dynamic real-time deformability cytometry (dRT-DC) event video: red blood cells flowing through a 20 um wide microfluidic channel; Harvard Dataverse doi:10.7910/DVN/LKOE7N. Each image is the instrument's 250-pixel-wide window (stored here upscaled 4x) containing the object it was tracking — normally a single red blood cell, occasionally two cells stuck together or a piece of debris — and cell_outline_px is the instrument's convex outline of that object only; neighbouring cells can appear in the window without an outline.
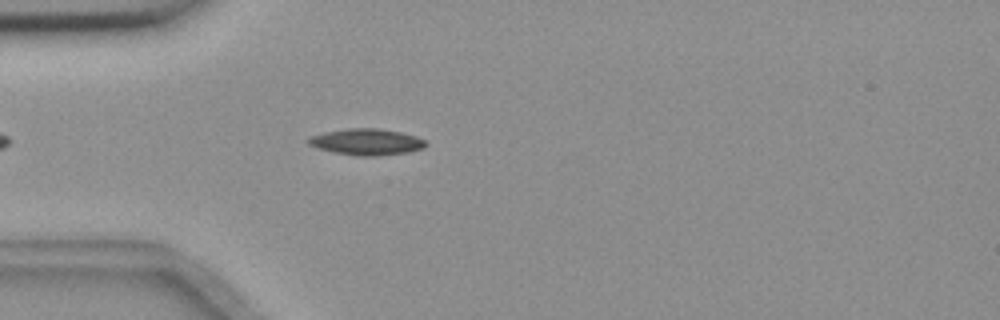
{"species": "common noctule bat (a hibernating species)", "species_latin": "Nyctalus noctula", "temperature_condition": "room temperature", "stored_images_in_passage": 47, "camera_frame_rate_fps": 3000, "um_per_image_px": 0.085, "animal": {"sex": "female", "body_mass_g": 18.4}, "frame": {"image": 1, "passage_image": 7, "time_ms": 2.0, "image_size_px": [1000, 320], "cell_outline_px": [[428, 144], [424, 148], [408, 152], [376, 156], [356, 156], [332, 152], [308, 144], [304, 140], [308, 136], [324, 132], [348, 128], [380, 128], [400, 132], [416, 136], [424, 140]], "centroid_in_image_um": [31.13, 12.06], "position_along_channel_um": 53.9, "area_um2": 18.21}}
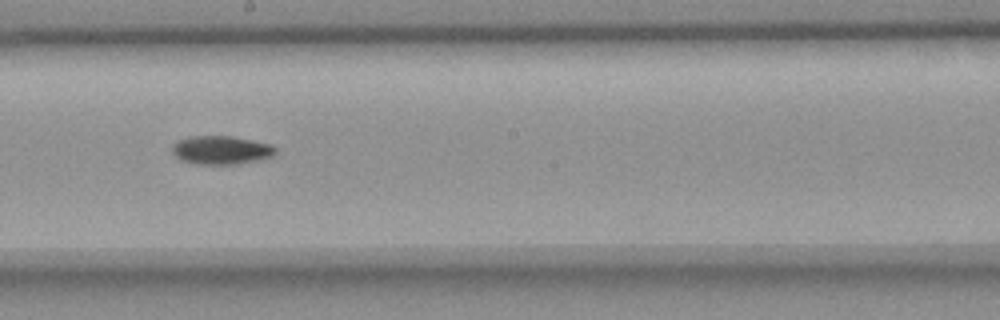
{"frame": {"image": 2, "passage_image": 22, "time_ms": 7.0, "image_size_px": [1000, 320], "cell_outline_px": [[276, 152], [272, 156], [256, 160], [236, 164], [196, 164], [180, 160], [172, 152], [172, 144], [176, 140], [188, 136], [232, 136], [272, 144], [276, 148]], "centroid_in_image_um": [18.76, 12.74], "position_along_channel_um": 229.4, "area_um2": 17.28}}
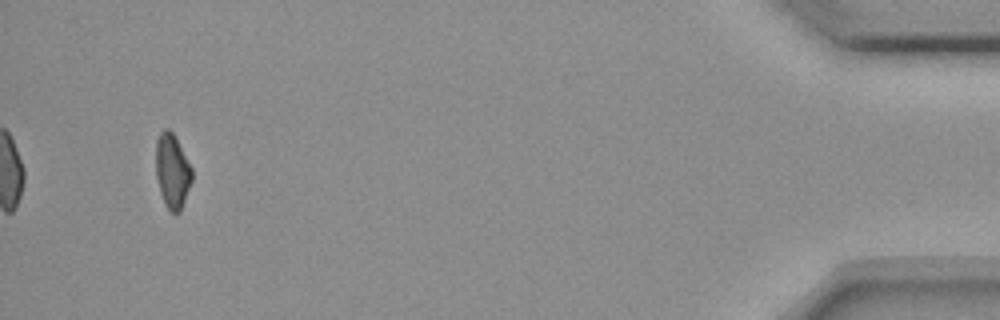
{"frame": {"image": 3, "passage_image": 44, "time_ms": 14.333, "image_size_px": [1000, 320], "cell_outline_px": [[192, 180], [180, 212], [176, 216], [168, 212], [164, 204], [160, 192], [156, 176], [156, 140], [160, 132], [164, 128], [168, 128], [172, 132], [192, 168]], "centroid_in_image_um": [14.63, 14.6], "position_along_channel_um": 420.6, "area_um2": 15.78}, "authors_computed_cell_mechanics": {"area_um2": 16.473, "velocity_mm_per_s": 3.6623, "shape_relaxation_time_tau1_ms": 3.9795, "shape_relaxation_time_tau2_ms": null, "deformation_change_tau1": 0.1114, "deformation_change_tau2": null}}